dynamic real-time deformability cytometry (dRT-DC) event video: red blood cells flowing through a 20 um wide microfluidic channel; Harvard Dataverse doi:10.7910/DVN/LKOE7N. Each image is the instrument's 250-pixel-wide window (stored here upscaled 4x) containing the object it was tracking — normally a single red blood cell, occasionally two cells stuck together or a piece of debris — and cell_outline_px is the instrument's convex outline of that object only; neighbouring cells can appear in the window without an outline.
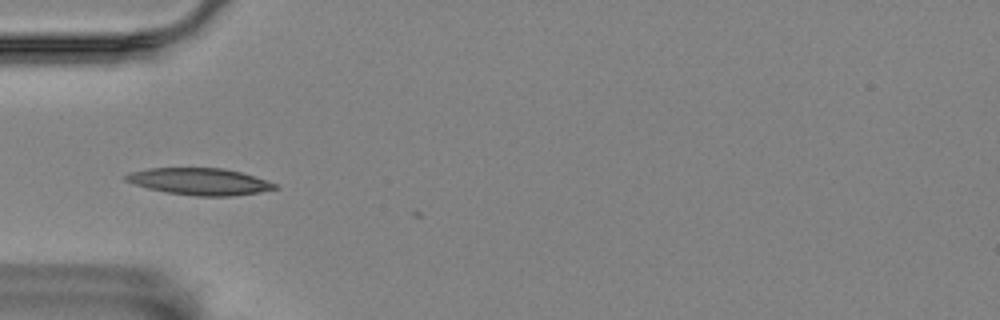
{"species": "Egyptian fruit bat (a non-hibernating species)", "species_latin": "Rousettus aegyptiacus", "temperature_condition": "room temperature", "stored_images_in_passage": 8, "camera_frame_rate_fps": 3000, "um_per_image_px": 0.085, "animal": {"sex": "female"}, "frame": {"image": 1, "passage_image": 7, "time_ms": 2.0, "image_size_px": [1000, 320], "cell_outline_px": [[280, 188], [260, 192], [232, 196], [196, 196], [164, 192], [132, 184], [124, 180], [124, 176], [132, 172], [152, 168], [224, 168], [240, 172], [276, 184]], "centroid_in_image_um": [16.95, 15.44], "position_along_channel_um": 68.1, "area_um2": 23.18}}
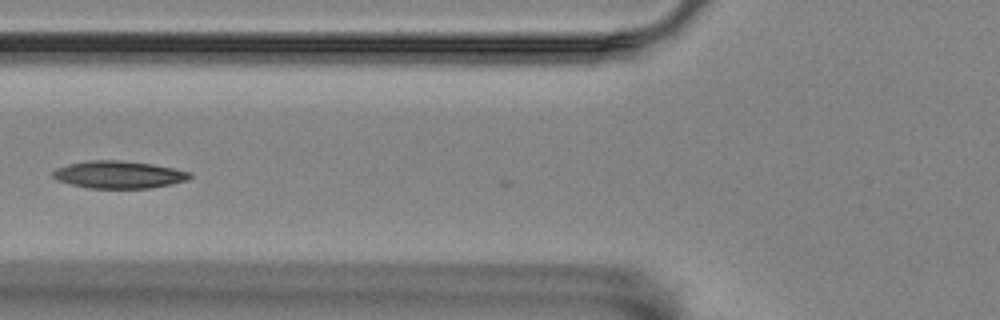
{"frame": {"image": 2, "passage_image": 8, "time_ms": 2.333, "image_size_px": [1000, 320], "cell_outline_px": [[192, 176], [188, 180], [172, 184], [148, 188], [88, 188], [56, 180], [52, 176], [52, 172], [56, 168], [68, 164], [88, 160], [120, 160], [152, 164], [192, 172]], "centroid_in_image_um": [10.09, 14.84], "position_along_channel_um": 115.7, "area_um2": 21.91}}